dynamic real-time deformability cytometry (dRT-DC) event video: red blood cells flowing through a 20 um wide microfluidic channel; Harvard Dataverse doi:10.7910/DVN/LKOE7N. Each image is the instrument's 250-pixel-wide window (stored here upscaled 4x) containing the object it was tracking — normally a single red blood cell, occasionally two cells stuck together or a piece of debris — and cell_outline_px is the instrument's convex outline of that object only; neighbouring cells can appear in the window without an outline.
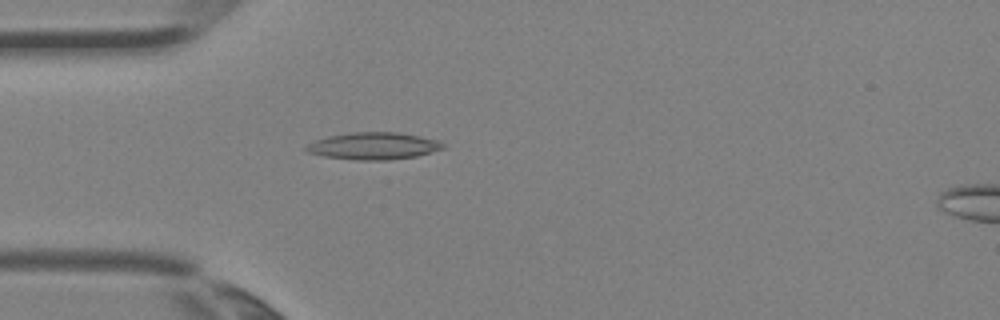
{"species": "Egyptian fruit bat (a non-hibernating species)", "species_latin": "Rousettus aegyptiacus", "temperature_condition": "room temperature", "stored_images_in_passage": 3, "camera_frame_rate_fps": 3000, "um_per_image_px": 0.085, "animal": {"sex": "female"}, "frame": {"image": 1, "passage_image": 3, "time_ms": 0.667, "image_size_px": [1000, 320], "cell_outline_px": [[444, 148], [432, 152], [416, 156], [388, 160], [356, 160], [324, 156], [308, 152], [304, 148], [308, 144], [316, 140], [328, 136], [352, 132], [400, 132], [440, 140], [444, 144]], "centroid_in_image_um": [31.78, 12.4], "position_along_channel_um": 53.2, "area_um2": 21.62}}